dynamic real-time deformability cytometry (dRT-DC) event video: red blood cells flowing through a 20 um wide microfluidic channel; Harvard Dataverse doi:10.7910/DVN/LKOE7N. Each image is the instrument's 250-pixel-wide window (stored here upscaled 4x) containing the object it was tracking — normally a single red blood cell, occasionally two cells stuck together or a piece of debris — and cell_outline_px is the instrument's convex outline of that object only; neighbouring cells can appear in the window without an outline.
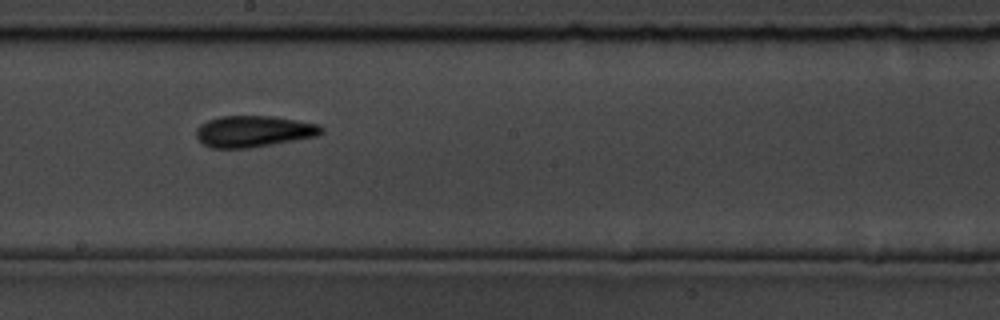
{"species": "common noctule bat (a hibernating species)", "species_latin": "Nyctalus noctula", "temperature_condition": "room temperature", "stored_images_in_passage": 9, "camera_frame_rate_fps": 3000, "um_per_image_px": 0.085, "animal": {"sex": "male", "body_mass_g": 19.5, "forearm_length_mm": 54.6}, "frame": {"image": 1, "passage_image": 8, "time_ms": 9.0, "image_size_px": [1000, 320], "cell_outline_px": [[324, 132], [320, 136], [248, 148], [212, 148], [204, 144], [196, 136], [196, 128], [200, 124], [208, 120], [220, 116], [272, 116], [320, 124], [324, 128]], "centroid_in_image_um": [21.6, 11.16], "position_along_channel_um": 226.6, "area_um2": 23.0}}